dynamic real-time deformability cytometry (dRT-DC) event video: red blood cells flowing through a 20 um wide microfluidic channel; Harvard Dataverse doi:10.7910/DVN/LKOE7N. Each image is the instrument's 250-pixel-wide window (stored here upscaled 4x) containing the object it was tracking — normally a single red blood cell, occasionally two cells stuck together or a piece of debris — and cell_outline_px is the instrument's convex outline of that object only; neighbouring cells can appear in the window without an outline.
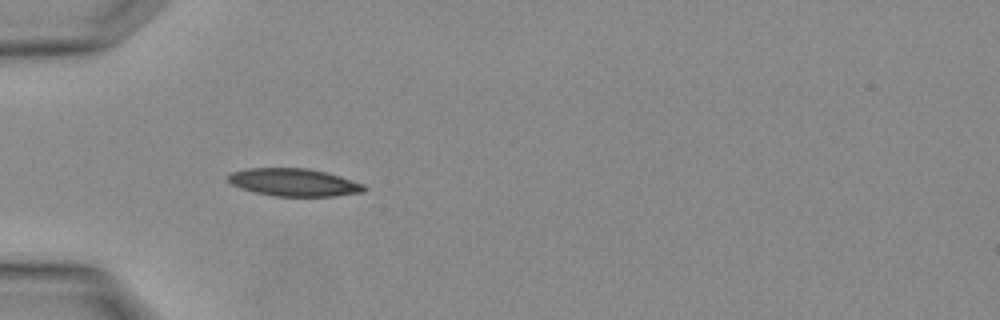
{"species": "Egyptian fruit bat (a non-hibernating species)", "species_latin": "Rousettus aegyptiacus", "temperature_condition": "warm", "stored_images_in_passage": 3, "camera_frame_rate_fps": 3000, "um_per_image_px": 0.085, "animal": {"sex": "female"}, "frame": {"image": 1, "passage_image": 2, "time_ms": 0.333, "image_size_px": [1000, 320], "cell_outline_px": [[368, 188], [364, 192], [336, 196], [272, 196], [240, 188], [224, 180], [232, 172], [248, 168], [308, 168], [340, 176], [364, 184]], "centroid_in_image_um": [24.99, 15.5], "position_along_channel_um": 60.0, "area_um2": 22.02}}